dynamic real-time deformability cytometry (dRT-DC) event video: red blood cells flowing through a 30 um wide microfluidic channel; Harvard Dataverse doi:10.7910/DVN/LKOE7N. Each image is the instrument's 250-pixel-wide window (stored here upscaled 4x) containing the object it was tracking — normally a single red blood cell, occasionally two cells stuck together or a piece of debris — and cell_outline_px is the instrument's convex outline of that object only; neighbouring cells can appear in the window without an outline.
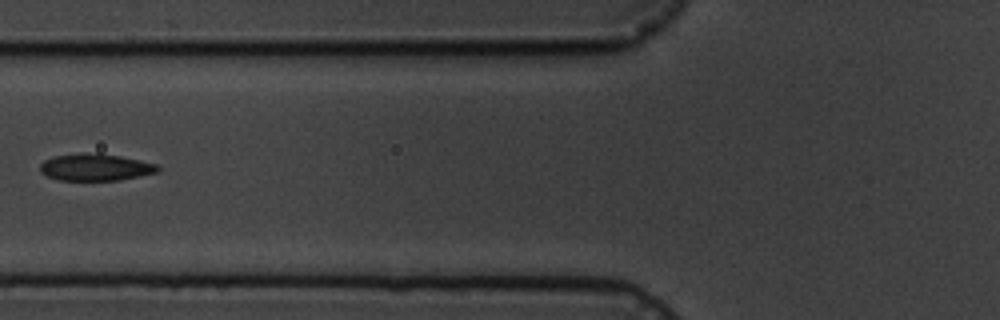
{"species": "common noctule bat (a hibernating species)", "species_latin": "Nyctalus noctula", "temperature_condition": "cold", "stored_images_in_passage": 17, "camera_frame_rate_fps": 3000, "um_per_image_px": 0.085, "animal": {"sex": "male", "body_mass_g": 19.5, "forearm_length_mm": 54.6}, "frame": {"image": 1, "passage_image": 7, "time_ms": 7.0, "image_size_px": [1000, 320], "cell_outline_px": [[160, 168], [156, 172], [120, 180], [60, 180], [48, 176], [40, 172], [40, 164], [44, 160], [52, 156], [96, 152], [120, 156], [140, 160], [156, 164]], "centroid_in_image_um": [8.09, 14.21], "position_along_channel_um": 117.7, "area_um2": 18.38}}
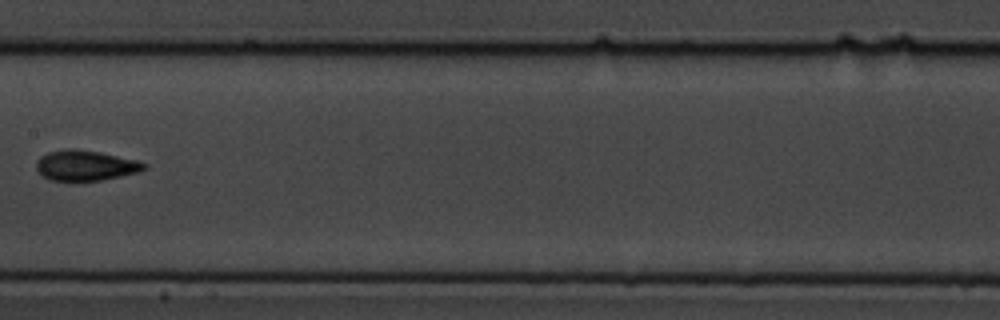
{"frame": {"image": 2, "passage_image": 9, "time_ms": 9.333, "image_size_px": [1000, 320], "cell_outline_px": [[148, 168], [136, 172], [120, 176], [100, 180], [48, 180], [36, 168], [36, 160], [40, 156], [48, 152], [72, 148], [100, 152], [136, 160], [148, 164]], "centroid_in_image_um": [7.26, 14.05], "position_along_channel_um": 200.1, "area_um2": 18.84}}
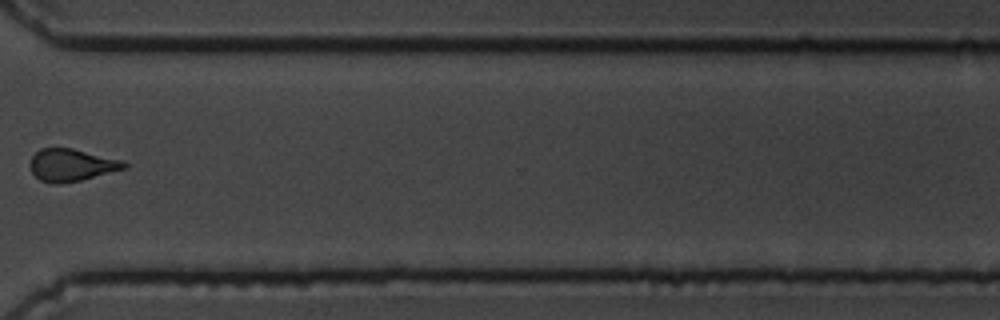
{"frame": {"image": 3, "passage_image": 13, "time_ms": 14.0, "image_size_px": [1000, 320], "cell_outline_px": [[128, 168], [80, 180], [56, 184], [52, 184], [40, 180], [32, 172], [28, 164], [32, 156], [40, 148], [72, 148], [124, 160], [128, 164]], "centroid_in_image_um": [6.09, 14.02], "position_along_channel_um": 364.5, "area_um2": 17.86}, "authors_computed_cell_mechanics": {"area_um2": 18.5538, "velocity_mm_per_s": 3.5326, "shape_relaxation_time_tau1_ms": 5.2947, "shape_relaxation_time_tau2_ms": 1.8484, "deformation_change_tau1": 0.129, "deformation_change_tau2": 0.0687}}